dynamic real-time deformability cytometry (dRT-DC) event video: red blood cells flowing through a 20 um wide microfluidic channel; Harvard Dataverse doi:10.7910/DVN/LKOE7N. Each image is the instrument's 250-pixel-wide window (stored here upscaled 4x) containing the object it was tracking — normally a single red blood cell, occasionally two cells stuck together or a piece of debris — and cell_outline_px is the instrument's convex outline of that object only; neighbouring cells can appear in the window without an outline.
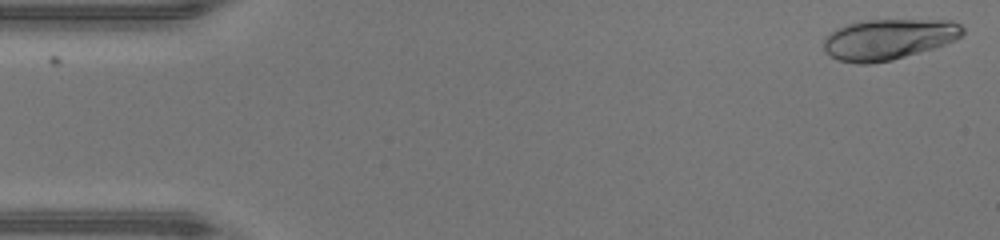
{"species": "human", "species_latin": "Homo sapiens", "temperature_condition": "warm", "stored_images_in_passage": 45, "camera_frame_rate_fps": 3000, "um_per_image_px": 0.085, "donor": {"sex": "male"}, "frame": {"image": 1, "passage_image": 1, "time_ms": 0.0, "image_size_px": [1000, 240], "cell_outline_px": [[964, 32], [956, 40], [932, 48], [892, 60], [868, 64], [860, 64], [840, 60], [824, 52], [824, 36], [836, 28], [848, 24], [868, 20], [952, 20], [960, 24], [964, 28]], "centroid_in_image_um": [75.51, 3.33], "position_along_channel_um": 9.5, "area_um2": 32.83}}
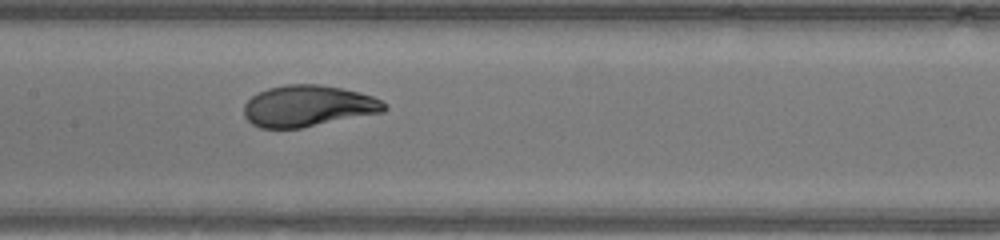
{"frame": {"image": 2, "passage_image": 22, "time_ms": 7.0, "image_size_px": [1000, 240], "cell_outline_px": [[388, 108], [384, 112], [300, 128], [260, 128], [252, 124], [244, 116], [244, 104], [252, 96], [268, 88], [288, 84], [320, 84], [340, 88], [372, 96], [388, 104]], "centroid_in_image_um": [26.19, 9.01], "position_along_channel_um": 181.2, "area_um2": 33.7}}
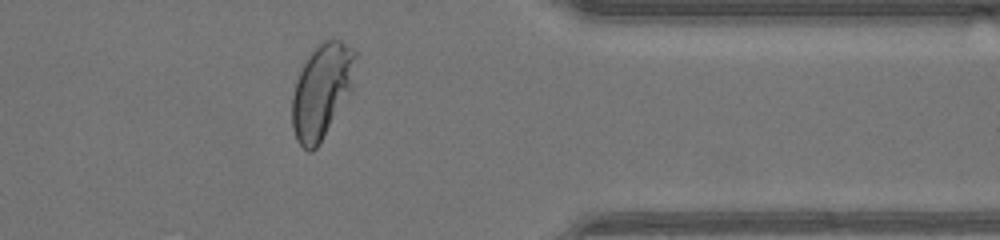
{"frame": {"image": 3, "passage_image": 37, "time_ms": 12.0, "image_size_px": [1000, 240], "cell_outline_px": [[356, 56], [352, 92], [316, 148], [312, 152], [308, 152], [296, 140], [292, 128], [292, 96], [296, 80], [304, 60], [324, 40], [332, 36], [340, 40], [352, 48], [356, 52]], "centroid_in_image_um": [27.35, 7.71], "position_along_channel_um": 384.0, "area_um2": 35.14}, "authors_computed_cell_mechanics": {"area_um2": 33.6974, "velocity_mm_per_s": 4.3868, "shape_relaxation_time_tau1_ms": 3.1577, "shape_relaxation_time_tau2_ms": null, "deformation_change_tau1": 0.2325, "deformation_change_tau2": null}}